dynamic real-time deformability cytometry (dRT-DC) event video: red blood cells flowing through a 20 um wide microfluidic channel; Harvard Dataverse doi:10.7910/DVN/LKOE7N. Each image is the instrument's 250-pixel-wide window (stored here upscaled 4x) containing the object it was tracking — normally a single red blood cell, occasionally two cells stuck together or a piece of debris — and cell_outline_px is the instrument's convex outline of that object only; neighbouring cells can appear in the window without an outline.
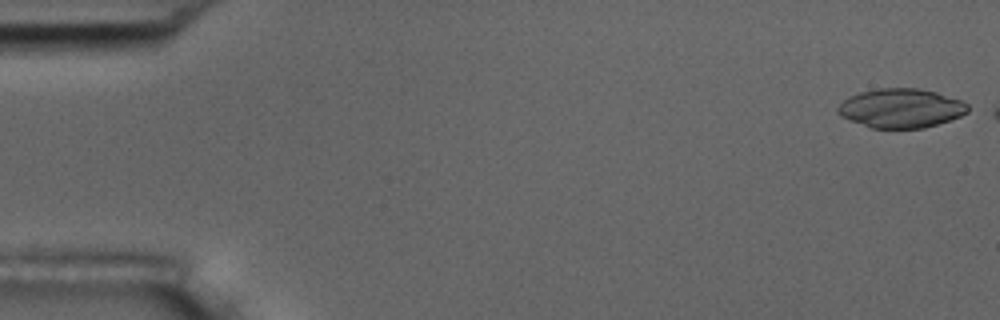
{"species": "common noctule bat (a hibernating species)", "species_latin": "Nyctalus noctula", "temperature_condition": "room temperature", "stored_images_in_passage": 7, "camera_frame_rate_fps": 3000, "um_per_image_px": 0.085, "animal": {"sex": "male", "body_mass_g": 17.5, "forearm_length_mm": 52.3}, "frame": {"image": 1, "passage_image": 1, "time_ms": 0.0, "image_size_px": [1000, 320], "cell_outline_px": [[968, 112], [960, 116], [936, 124], [920, 128], [872, 128], [852, 120], [844, 116], [840, 112], [840, 104], [844, 100], [852, 96], [864, 92], [884, 88], [916, 88], [932, 92], [960, 100], [968, 104]], "centroid_in_image_um": [76.63, 9.2], "position_along_channel_um": 8.4, "area_um2": 28.55}}